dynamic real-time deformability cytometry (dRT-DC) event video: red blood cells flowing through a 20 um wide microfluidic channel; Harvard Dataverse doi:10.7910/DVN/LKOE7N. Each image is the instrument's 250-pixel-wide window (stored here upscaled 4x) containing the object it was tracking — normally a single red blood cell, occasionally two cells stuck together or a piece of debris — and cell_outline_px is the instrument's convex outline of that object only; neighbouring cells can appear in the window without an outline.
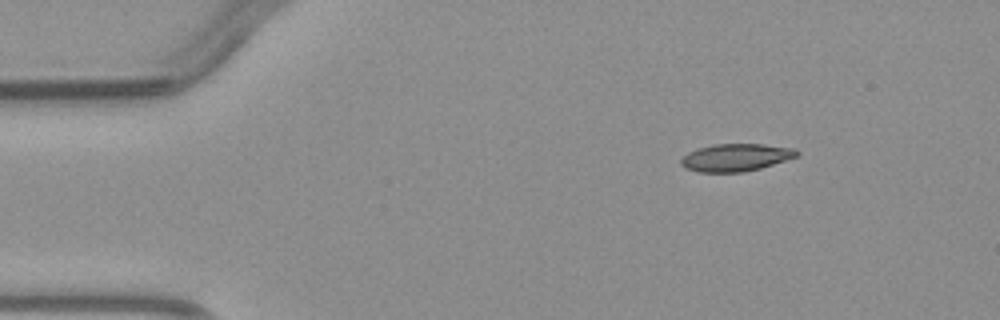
{"species": "common noctule bat (a hibernating species)", "species_latin": "Nyctalus noctula", "temperature_condition": "warm", "stored_images_in_passage": 3, "camera_frame_rate_fps": 3000, "um_per_image_px": 0.085, "animal": {"sex": "male", "body_mass_g": 23.1, "forearm_length_mm": 52.7}, "frame": {"image": 1, "passage_image": 1, "time_ms": 0.0, "image_size_px": [1000, 320], "cell_outline_px": [[800, 152], [796, 156], [760, 168], [744, 172], [700, 172], [688, 168], [680, 164], [680, 160], [688, 152], [696, 148], [712, 144], [764, 144], [796, 148]], "centroid_in_image_um": [62.53, 13.37], "position_along_channel_um": 22.5, "area_um2": 18.5}}
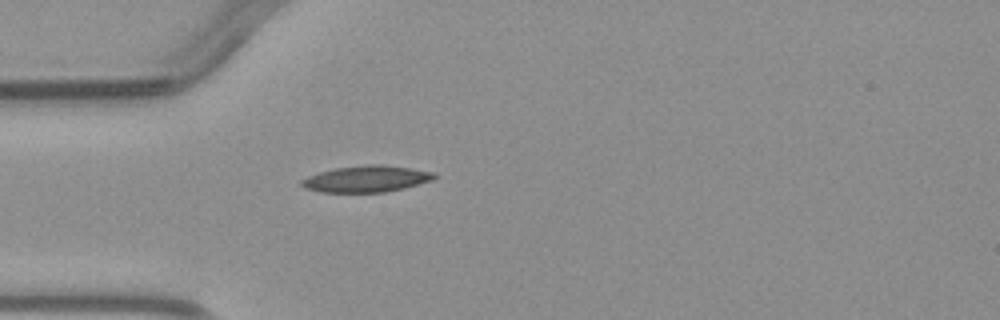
{"frame": {"image": 2, "passage_image": 3, "time_ms": 2.333, "image_size_px": [1000, 320], "cell_outline_px": [[436, 176], [432, 180], [404, 188], [384, 192], [320, 192], [304, 188], [300, 184], [300, 180], [308, 176], [320, 172], [336, 168], [368, 164], [380, 164], [436, 172]], "centroid_in_image_um": [31.12, 15.21], "position_along_channel_um": 53.9, "area_um2": 20.35}}